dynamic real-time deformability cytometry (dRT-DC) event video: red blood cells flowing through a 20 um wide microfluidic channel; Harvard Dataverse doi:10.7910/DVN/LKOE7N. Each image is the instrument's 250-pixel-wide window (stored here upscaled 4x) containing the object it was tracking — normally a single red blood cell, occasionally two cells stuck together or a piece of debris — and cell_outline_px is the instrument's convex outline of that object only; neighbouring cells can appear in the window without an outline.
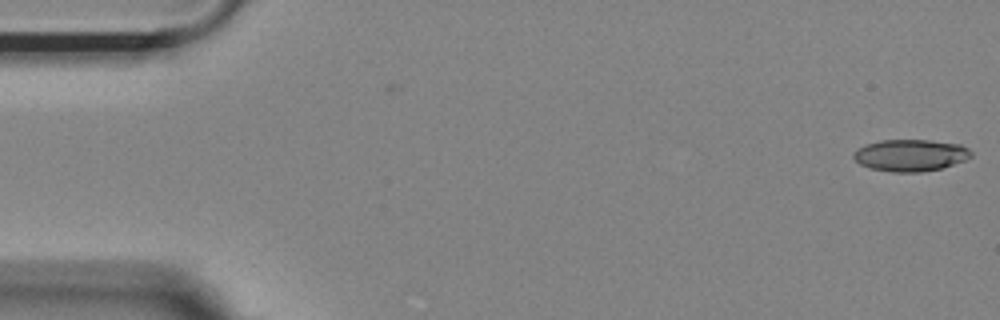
{"species": "Egyptian fruit bat (a non-hibernating species)", "species_latin": "Rousettus aegyptiacus", "temperature_condition": "room temperature", "stored_images_in_passage": 53, "camera_frame_rate_fps": 3000, "um_per_image_px": 0.085, "animal": {"sex": "female"}, "frame": {"image": 1, "passage_image": 1, "time_ms": 0.0, "image_size_px": [1000, 320], "cell_outline_px": [[972, 156], [964, 160], [940, 168], [920, 172], [892, 172], [872, 168], [860, 164], [852, 156], [852, 152], [856, 148], [880, 140], [928, 140], [960, 144], [968, 148], [972, 152]], "centroid_in_image_um": [77.37, 13.19], "position_along_channel_um": 7.6, "area_um2": 21.68}}
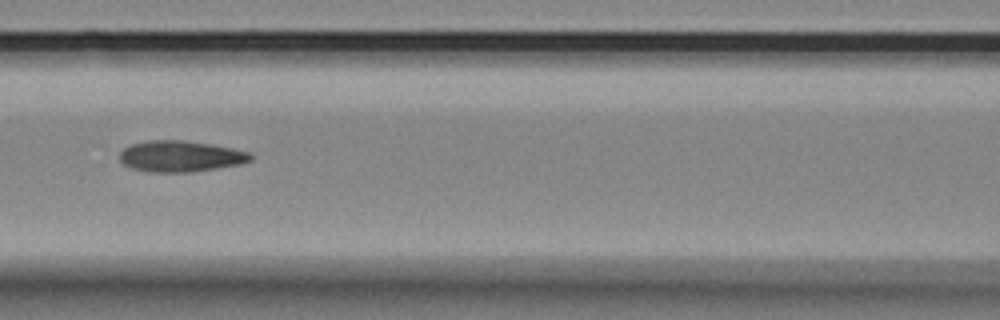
{"frame": {"image": 2, "passage_image": 23, "time_ms": 7.333, "image_size_px": [1000, 320], "cell_outline_px": [[252, 160], [240, 164], [192, 172], [148, 172], [132, 168], [124, 164], [120, 160], [120, 152], [124, 148], [132, 144], [148, 140], [184, 140], [212, 144], [232, 148], [248, 152], [252, 156]], "centroid_in_image_um": [15.33, 13.28], "position_along_channel_um": 151.3, "area_um2": 23.7}}
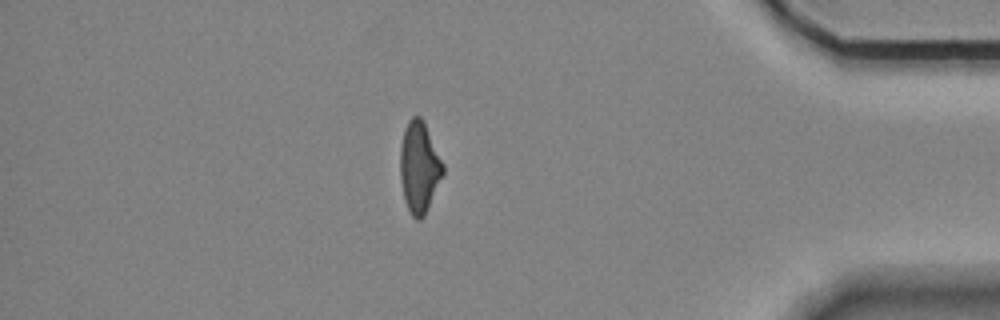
{"frame": {"image": 3, "passage_image": 46, "time_ms": 15.0, "image_size_px": [1000, 320], "cell_outline_px": [[444, 172], [424, 216], [420, 220], [416, 220], [412, 216], [404, 200], [400, 180], [400, 148], [404, 128], [408, 120], [412, 116], [420, 116], [424, 120], [444, 164]], "centroid_in_image_um": [35.63, 14.18], "position_along_channel_um": 399.6, "area_um2": 22.89}, "authors_computed_cell_mechanics": {"area_um2": 23.1778, "velocity_mm_per_s": 3.7238, "shape_relaxation_time_tau1_ms": 9.3037, "shape_relaxation_time_tau2_ms": 2.8038, "deformation_change_tau1": 0.2149, "deformation_change_tau2": 0.1162}}